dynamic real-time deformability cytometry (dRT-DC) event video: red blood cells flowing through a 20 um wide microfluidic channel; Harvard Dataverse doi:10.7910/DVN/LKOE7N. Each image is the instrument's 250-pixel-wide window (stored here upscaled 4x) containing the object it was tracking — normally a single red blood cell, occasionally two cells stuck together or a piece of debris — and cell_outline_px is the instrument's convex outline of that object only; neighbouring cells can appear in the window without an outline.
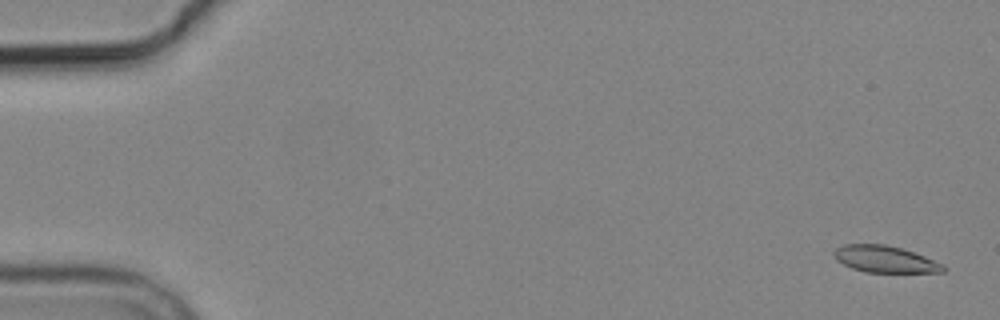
{"species": "common noctule bat (a hibernating species)", "species_latin": "Nyctalus noctula", "temperature_condition": "cold", "stored_images_in_passage": 5, "camera_frame_rate_fps": 3000, "um_per_image_px": 0.085, "animal": {"sex": "male", "body_mass_g": 19.2, "forearm_length_mm": 51.8}, "frame": {"image": 1, "passage_image": 1, "time_ms": 0.0, "image_size_px": [1000, 320], "cell_outline_px": [[944, 272], [868, 272], [852, 268], [836, 260], [832, 252], [836, 248], [844, 244], [884, 244], [900, 248], [924, 256], [944, 264]], "centroid_in_image_um": [75.19, 22.02], "position_along_channel_um": 9.8, "area_um2": 16.82}}
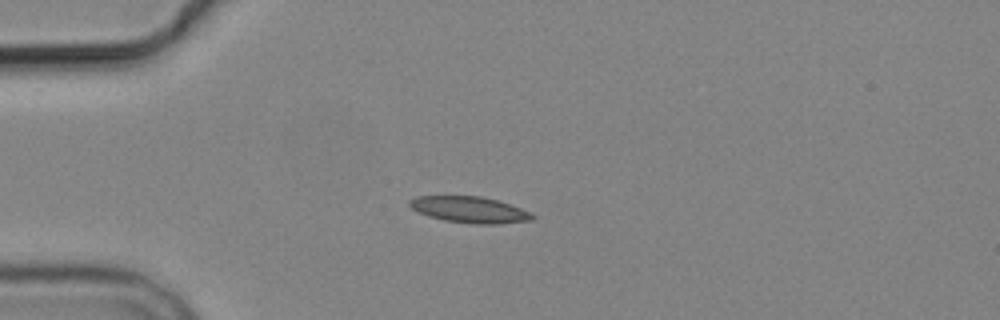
{"frame": {"image": 2, "passage_image": 4, "time_ms": 4.333, "image_size_px": [1000, 320], "cell_outline_px": [[536, 216], [532, 220], [496, 224], [472, 224], [444, 220], [428, 216], [412, 208], [408, 204], [408, 200], [416, 196], [480, 196], [496, 200], [520, 208]], "centroid_in_image_um": [39.88, 17.82], "position_along_channel_um": 45.1, "area_um2": 18.61}}